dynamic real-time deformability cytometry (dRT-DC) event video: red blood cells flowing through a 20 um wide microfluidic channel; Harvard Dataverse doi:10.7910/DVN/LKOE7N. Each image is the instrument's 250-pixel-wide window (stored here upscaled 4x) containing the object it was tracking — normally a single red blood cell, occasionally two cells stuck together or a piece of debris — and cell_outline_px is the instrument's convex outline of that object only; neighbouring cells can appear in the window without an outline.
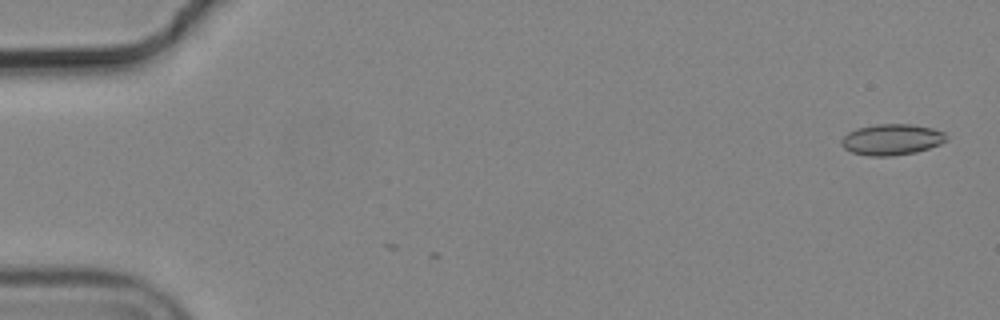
{"species": "common noctule bat (a hibernating species)", "species_latin": "Nyctalus noctula", "temperature_condition": "cold", "stored_images_in_passage": 2, "camera_frame_rate_fps": 3000, "um_per_image_px": 0.085, "animal": {"sex": "male", "body_mass_g": 19.2, "forearm_length_mm": 51.8}, "frame": {"image": 1, "passage_image": 1, "time_ms": 0.0, "image_size_px": [1000, 320], "cell_outline_px": [[948, 140], [940, 144], [916, 152], [892, 156], [868, 156], [852, 152], [844, 148], [840, 144], [840, 140], [848, 132], [856, 128], [876, 124], [912, 124], [932, 128], [944, 132], [948, 136]], "centroid_in_image_um": [75.79, 11.86], "position_along_channel_um": 9.2, "area_um2": 19.13}}